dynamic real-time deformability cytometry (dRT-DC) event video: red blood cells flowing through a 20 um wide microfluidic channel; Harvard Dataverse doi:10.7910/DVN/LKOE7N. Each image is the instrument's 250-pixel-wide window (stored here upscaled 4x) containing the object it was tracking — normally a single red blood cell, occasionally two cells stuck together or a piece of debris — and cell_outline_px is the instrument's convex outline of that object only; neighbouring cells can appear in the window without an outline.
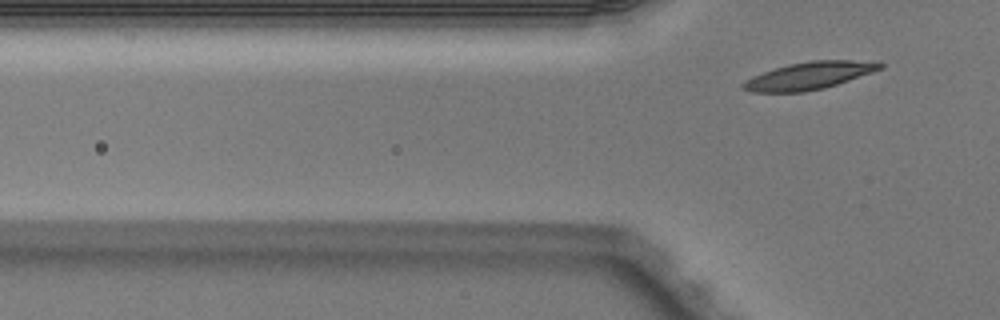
{"species": "Egyptian fruit bat (a non-hibernating species)", "species_latin": "Rousettus aegyptiacus", "temperature_condition": "warm", "stored_images_in_passage": 7, "segment_of_instrument_passage": [2, 2], "camera_frame_rate_fps": 3000, "um_per_image_px": 0.085, "animal": {"sex": "male"}, "frame": {"image": 1, "passage_image": 7, "time_ms": 2.0, "image_size_px": [1000, 320], "cell_outline_px": [[884, 68], [824, 88], [804, 92], [752, 92], [740, 88], [740, 84], [752, 76], [788, 64], [812, 60], [880, 60], [884, 64]], "centroid_in_image_um": [68.82, 6.42], "position_along_channel_um": 57.0, "area_um2": 22.02}}